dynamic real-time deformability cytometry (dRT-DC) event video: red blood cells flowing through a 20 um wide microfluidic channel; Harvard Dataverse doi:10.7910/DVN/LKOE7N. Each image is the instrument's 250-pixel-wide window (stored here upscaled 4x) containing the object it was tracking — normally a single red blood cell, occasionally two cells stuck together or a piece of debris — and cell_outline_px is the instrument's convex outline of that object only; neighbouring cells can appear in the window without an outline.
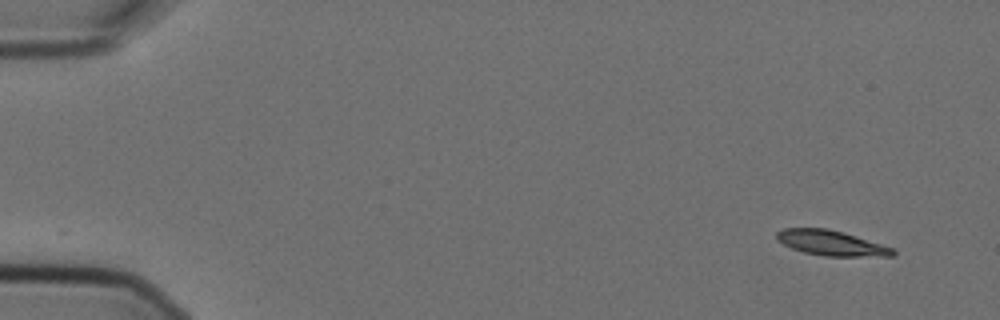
{"species": "Egyptian fruit bat (a non-hibernating species)", "species_latin": "Rousettus aegyptiacus", "temperature_condition": "cold", "stored_images_in_passage": 6, "camera_frame_rate_fps": 3000, "um_per_image_px": 0.085, "animal": {"sex": "female"}, "frame": {"image": 1, "passage_image": 1, "time_ms": 0.0, "image_size_px": [1000, 320], "cell_outline_px": [[896, 252], [892, 256], [824, 256], [804, 252], [792, 248], [776, 240], [776, 232], [784, 228], [828, 228], [844, 232], [896, 248]], "centroid_in_image_um": [70.68, 20.65], "position_along_channel_um": 14.3, "area_um2": 17.17}}
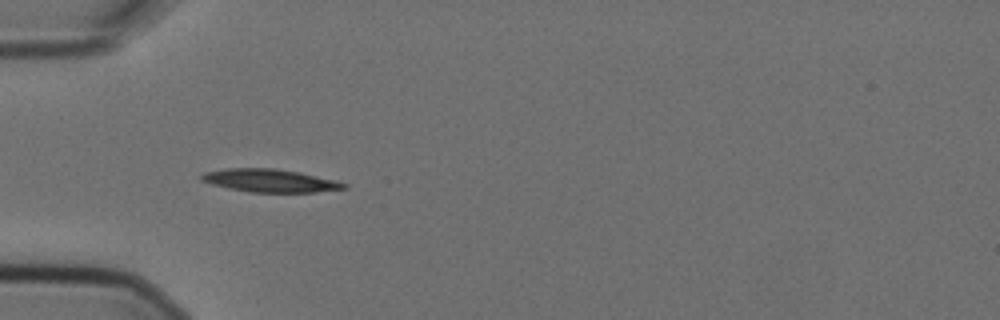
{"frame": {"image": 2, "passage_image": 5, "time_ms": 1.333, "image_size_px": [1000, 320], "cell_outline_px": [[348, 188], [316, 192], [248, 192], [228, 188], [212, 184], [200, 180], [200, 176], [204, 172], [228, 168], [276, 168], [336, 180], [348, 184]], "centroid_in_image_um": [22.94, 15.35], "position_along_channel_um": 62.1, "area_um2": 19.02}}
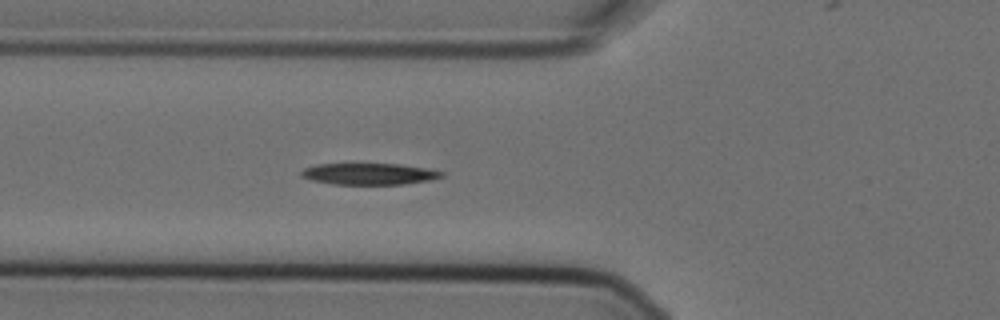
{"frame": {"image": 3, "passage_image": 6, "time_ms": 1.667, "image_size_px": [1000, 320], "cell_outline_px": [[444, 176], [428, 180], [404, 184], [332, 184], [312, 180], [300, 176], [300, 172], [304, 168], [316, 164], [400, 164], [428, 168], [444, 172]], "centroid_in_image_um": [31.37, 14.78], "position_along_channel_um": 94.4, "area_um2": 17.51}}